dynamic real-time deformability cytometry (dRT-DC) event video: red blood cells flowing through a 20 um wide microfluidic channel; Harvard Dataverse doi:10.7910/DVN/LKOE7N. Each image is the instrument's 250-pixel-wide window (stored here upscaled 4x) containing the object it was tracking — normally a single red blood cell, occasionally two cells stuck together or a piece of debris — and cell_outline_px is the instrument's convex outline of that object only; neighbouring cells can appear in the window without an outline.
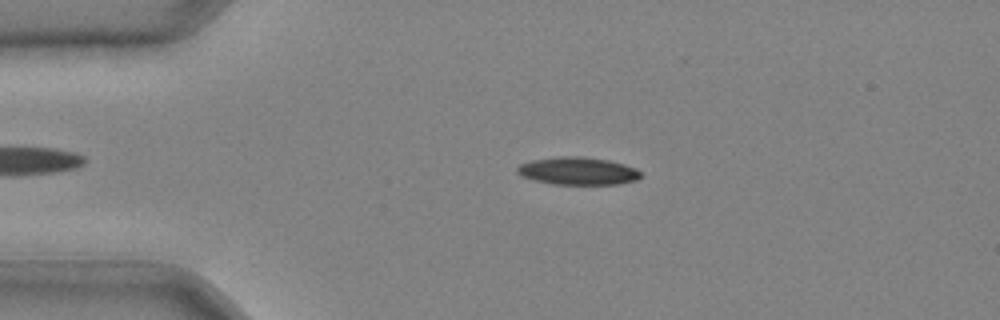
{"species": "common noctule bat (a hibernating species)", "species_latin": "Nyctalus noctula", "temperature_condition": "cold", "stored_images_in_passage": 35, "camera_frame_rate_fps": 3000, "um_per_image_px": 0.085, "animal": {"sex": "male", "body_mass_g": 20.4}, "frame": {"image": 1, "passage_image": 2, "time_ms": 0.333, "image_size_px": [1000, 320], "cell_outline_px": [[644, 176], [636, 180], [620, 184], [552, 184], [536, 180], [524, 176], [516, 172], [516, 168], [520, 164], [532, 160], [560, 156], [580, 156], [608, 160], [624, 164], [636, 168]], "centroid_in_image_um": [49.16, 14.53], "position_along_channel_um": 35.8, "area_um2": 19.88}}
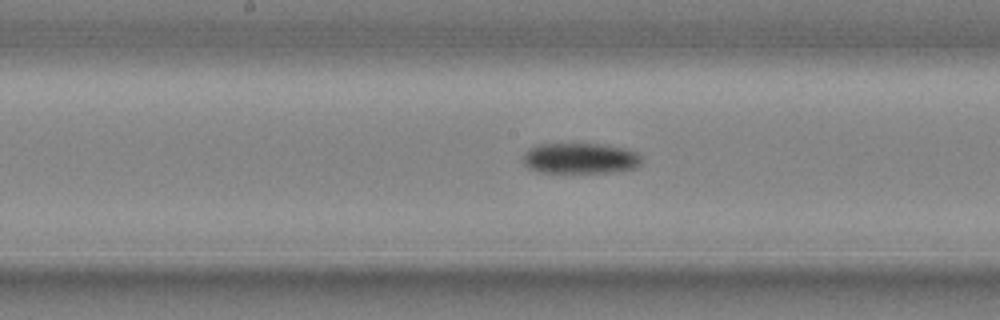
{"frame": {"image": 2, "passage_image": 15, "time_ms": 4.667, "image_size_px": [1000, 320], "cell_outline_px": [[640, 164], [636, 168], [612, 172], [540, 172], [528, 168], [524, 164], [524, 152], [528, 148], [536, 144], [600, 144], [628, 148], [636, 152], [640, 156]], "centroid_in_image_um": [49.31, 13.45], "position_along_channel_um": 198.9, "area_um2": 21.27}}
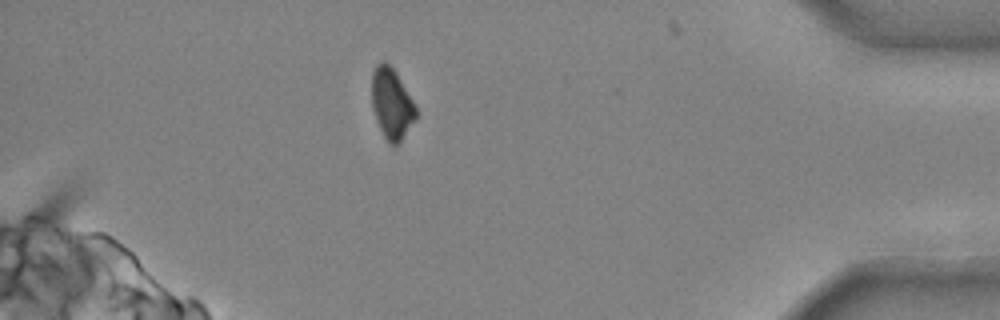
{"frame": {"image": 3, "passage_image": 31, "time_ms": 10.0, "image_size_px": [1000, 320], "cell_outline_px": [[416, 116], [400, 144], [392, 148], [388, 144], [376, 120], [372, 108], [372, 72], [376, 64], [380, 60], [384, 60], [396, 72], [412, 100], [416, 108]], "centroid_in_image_um": [33.27, 8.84], "position_along_channel_um": 401.9, "area_um2": 18.26}}